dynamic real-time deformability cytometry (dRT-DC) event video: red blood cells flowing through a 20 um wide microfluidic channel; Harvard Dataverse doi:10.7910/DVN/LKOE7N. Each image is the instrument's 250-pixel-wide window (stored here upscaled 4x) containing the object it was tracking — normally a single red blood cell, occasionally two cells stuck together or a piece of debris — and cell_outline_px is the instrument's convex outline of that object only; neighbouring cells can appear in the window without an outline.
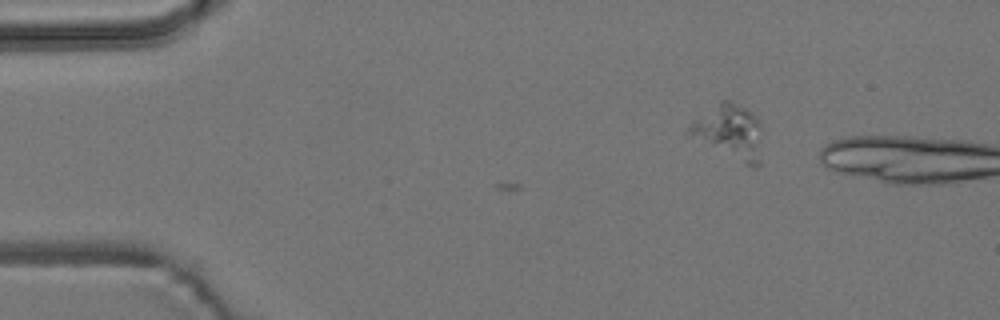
{"species": "common noctule bat (a hibernating species)", "species_latin": "Nyctalus noctula", "temperature_condition": "room temperature", "stored_images_in_passage": 2, "camera_frame_rate_fps": 3000, "um_per_image_px": 0.085, "animal": {"sex": "male", "body_mass_g": 19.2, "forearm_length_mm": 51.8}, "frame": {"image": 1, "passage_image": 2, "time_ms": 1.333, "image_size_px": [1000, 320], "cell_outline_px": [[760, 164], [748, 164], [684, 136], [684, 132], [696, 120], [720, 100], [728, 100], [752, 112], [760, 120]], "centroid_in_image_um": [61.96, 11.19], "position_along_channel_um": 23.0, "area_um2": 22.72}}